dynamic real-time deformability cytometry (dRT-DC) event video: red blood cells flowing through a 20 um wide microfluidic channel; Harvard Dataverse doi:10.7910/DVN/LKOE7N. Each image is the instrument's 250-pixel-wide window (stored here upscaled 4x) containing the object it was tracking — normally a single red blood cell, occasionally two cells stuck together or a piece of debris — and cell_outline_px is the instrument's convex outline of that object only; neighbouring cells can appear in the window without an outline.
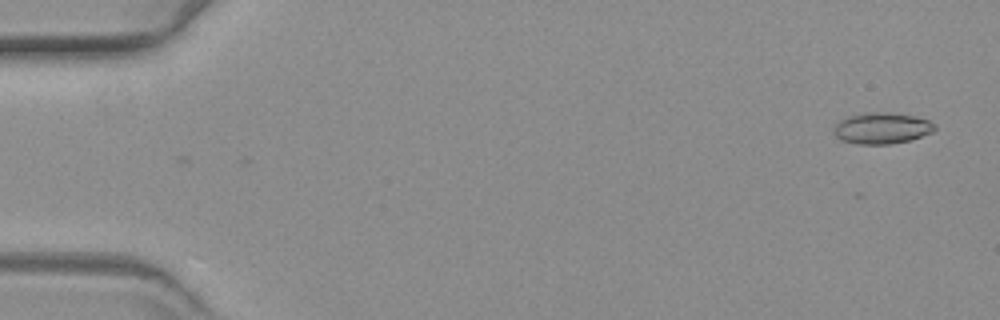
{"species": "common noctule bat (a hibernating species)", "species_latin": "Nyctalus noctula", "temperature_condition": "warm", "stored_images_in_passage": 59, "camera_frame_rate_fps": 3000, "um_per_image_px": 0.085, "animal": {"sex": "female", "body_mass_g": 19.3, "forearm_length_mm": 54.1}, "frame": {"image": 1, "passage_image": 3, "time_ms": 0.667, "image_size_px": [1000, 320], "cell_outline_px": [[936, 128], [932, 132], [912, 140], [888, 144], [860, 144], [840, 140], [836, 136], [832, 128], [840, 120], [848, 116], [864, 112], [884, 112], [912, 116], [928, 120], [936, 124]], "centroid_in_image_um": [74.94, 10.9], "position_along_channel_um": 10.1, "area_um2": 18.38}}
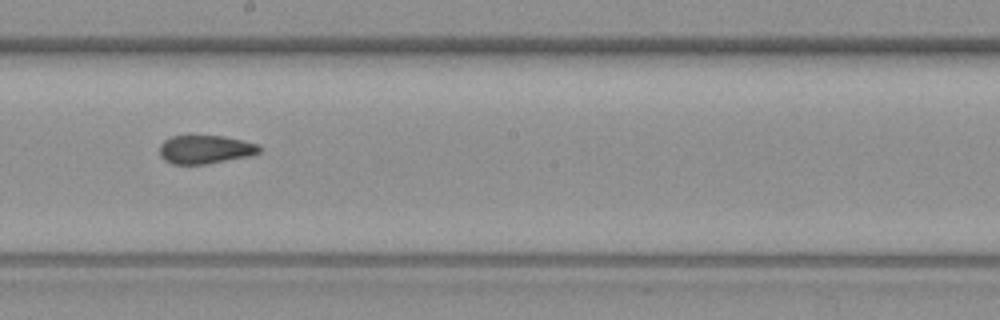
{"frame": {"image": 2, "passage_image": 34, "time_ms": 11.0, "image_size_px": [1000, 320], "cell_outline_px": [[260, 152], [252, 156], [208, 164], [172, 164], [164, 160], [160, 156], [160, 144], [164, 140], [172, 136], [224, 136], [260, 144]], "centroid_in_image_um": [17.47, 12.71], "position_along_channel_um": 230.7, "area_um2": 16.76}}
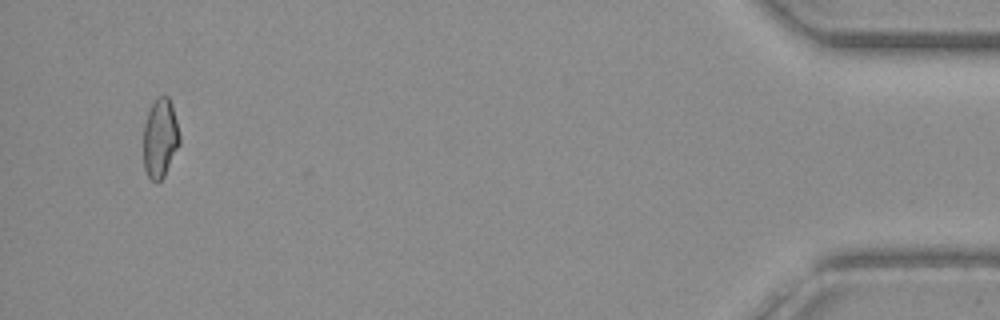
{"frame": {"image": 3, "passage_image": 57, "time_ms": 18.667, "image_size_px": [1000, 320], "cell_outline_px": [[180, 144], [164, 176], [156, 184], [148, 176], [144, 168], [144, 124], [148, 112], [156, 96], [168, 96], [172, 104], [180, 136]], "centroid_in_image_um": [13.62, 11.74], "position_along_channel_um": 421.6, "area_um2": 16.7}}